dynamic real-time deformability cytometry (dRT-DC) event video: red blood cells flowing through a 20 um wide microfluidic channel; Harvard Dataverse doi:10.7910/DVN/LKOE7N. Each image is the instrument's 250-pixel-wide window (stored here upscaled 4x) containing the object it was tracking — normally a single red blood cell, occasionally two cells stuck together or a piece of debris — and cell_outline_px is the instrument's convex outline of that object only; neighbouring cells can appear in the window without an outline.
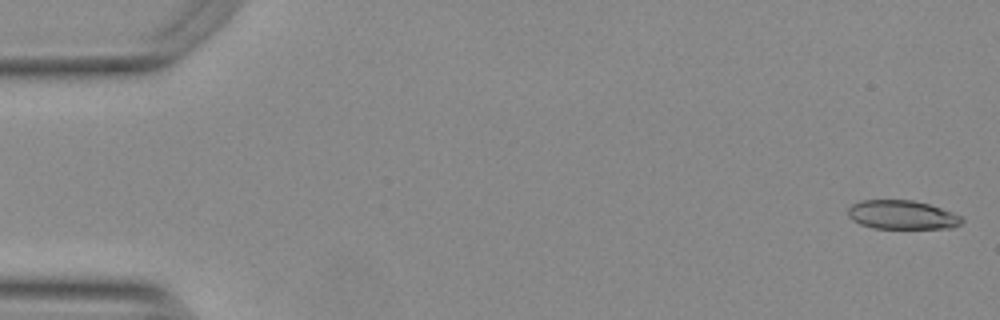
{"species": "Egyptian fruit bat (a non-hibernating species)", "species_latin": "Rousettus aegyptiacus", "temperature_condition": "warm", "stored_images_in_passage": 54, "camera_frame_rate_fps": 3000, "um_per_image_px": 0.085, "animal": {"sex": "female"}, "frame": {"image": 1, "passage_image": 1, "time_ms": 0.0, "image_size_px": [1000, 320], "cell_outline_px": [[964, 220], [960, 224], [952, 228], [872, 228], [860, 224], [852, 220], [848, 216], [848, 208], [852, 204], [860, 200], [912, 200], [928, 204], [952, 212], [960, 216]], "centroid_in_image_um": [76.64, 18.26], "position_along_channel_um": 8.4, "area_um2": 19.13}}
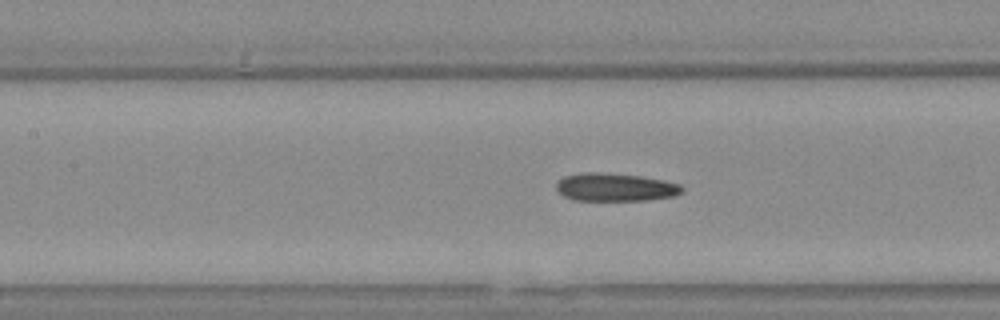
{"frame": {"image": 2, "passage_image": 24, "time_ms": 7.667, "image_size_px": [1000, 320], "cell_outline_px": [[684, 192], [676, 196], [644, 200], [572, 200], [564, 196], [556, 188], [556, 184], [564, 176], [584, 172], [596, 172], [636, 176], [660, 180], [680, 184], [684, 188]], "centroid_in_image_um": [52.3, 15.92], "position_along_channel_um": 155.1, "area_um2": 20.29}}
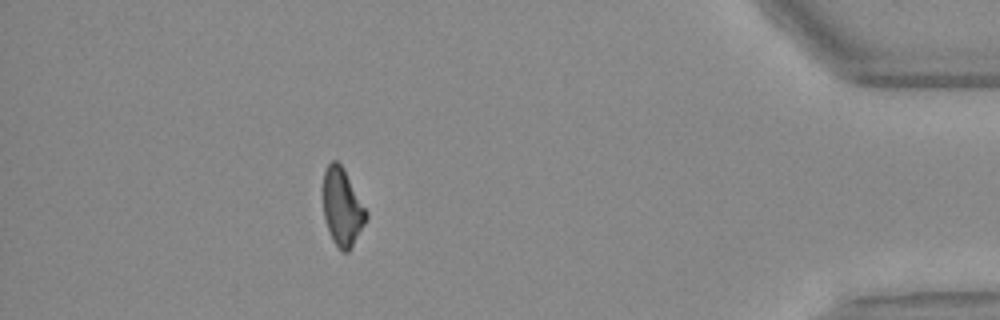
{"frame": {"image": 3, "passage_image": 48, "time_ms": 15.667, "image_size_px": [1000, 320], "cell_outline_px": [[368, 216], [364, 224], [348, 252], [340, 252], [332, 240], [328, 232], [324, 216], [324, 172], [328, 164], [332, 160], [336, 160], [344, 168], [368, 212]], "centroid_in_image_um": [29.09, 17.62], "position_along_channel_um": 406.1, "area_um2": 19.36}, "authors_computed_cell_mechanics": {"area_um2": 20.3745, "velocity_mm_per_s": 3.7809, "shape_relaxation_time_tau1_ms": null, "shape_relaxation_time_tau2_ms": 4.2562, "deformation_change_tau1": null, "deformation_change_tau2": 0.1347}}